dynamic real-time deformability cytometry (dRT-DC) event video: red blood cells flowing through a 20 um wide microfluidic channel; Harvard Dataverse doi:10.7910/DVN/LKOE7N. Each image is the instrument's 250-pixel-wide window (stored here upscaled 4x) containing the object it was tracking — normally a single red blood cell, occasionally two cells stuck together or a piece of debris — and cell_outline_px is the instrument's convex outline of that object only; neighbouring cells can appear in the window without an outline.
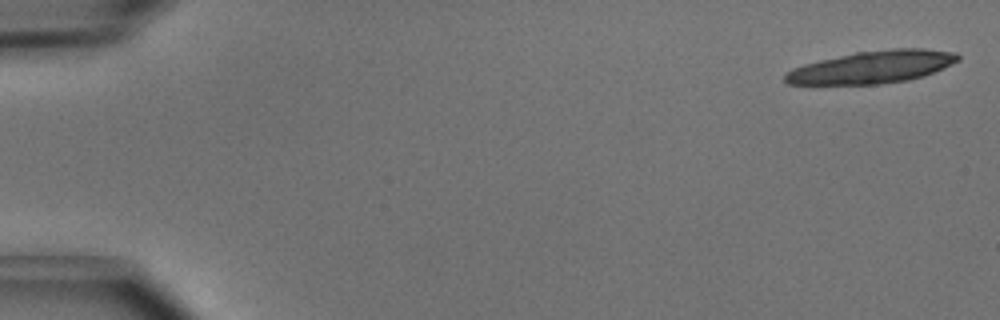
{"species": "common noctule bat (a hibernating species)", "species_latin": "Nyctalus noctula", "temperature_condition": "cold", "stored_images_in_passage": 6, "camera_frame_rate_fps": 3000, "um_per_image_px": 0.085, "animal": {"sex": "male", "body_mass_g": 15.6}, "frame": {"image": 1, "passage_image": 1, "time_ms": 0.0, "image_size_px": [1000, 320], "cell_outline_px": [[960, 60], [944, 68], [924, 76], [908, 80], [880, 84], [788, 84], [784, 80], [784, 76], [792, 68], [804, 64], [820, 60], [856, 52], [892, 48], [924, 48], [956, 52], [960, 56]], "centroid_in_image_um": [74.19, 5.69], "position_along_channel_um": 10.8, "area_um2": 32.77}}
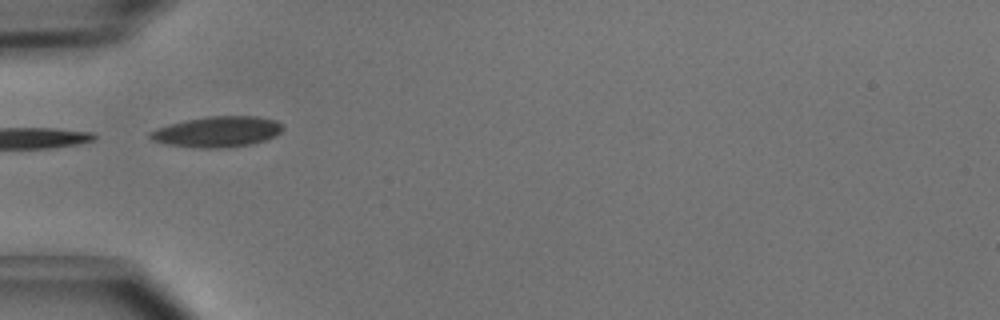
{"frame": {"image": 2, "passage_image": 5, "time_ms": 1.333, "image_size_px": [1000, 320], "cell_outline_px": [[284, 128], [276, 136], [252, 144], [220, 148], [192, 148], [168, 144], [152, 140], [148, 136], [148, 132], [168, 124], [208, 116], [256, 116], [276, 120]], "centroid_in_image_um": [18.46, 11.2], "position_along_channel_um": 66.5, "area_um2": 23.7}}